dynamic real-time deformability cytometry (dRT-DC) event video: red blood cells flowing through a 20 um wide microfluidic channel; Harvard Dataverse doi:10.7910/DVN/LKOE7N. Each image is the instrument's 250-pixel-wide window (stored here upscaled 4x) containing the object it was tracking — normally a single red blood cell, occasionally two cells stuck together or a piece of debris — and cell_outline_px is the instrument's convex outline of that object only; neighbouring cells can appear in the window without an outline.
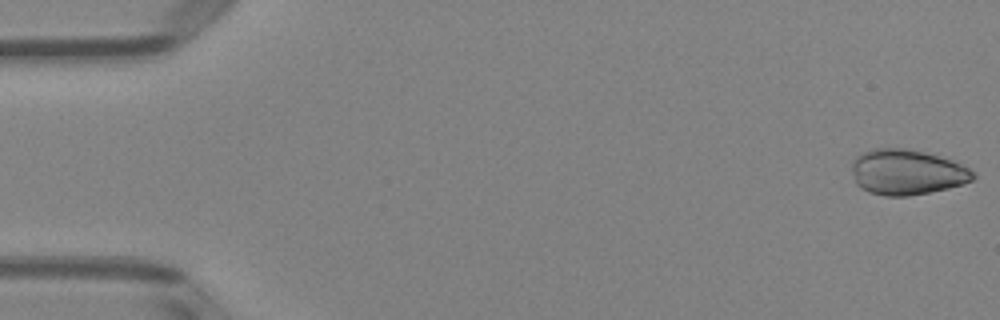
{"species": "Egyptian fruit bat (a non-hibernating species)", "species_latin": "Rousettus aegyptiacus", "temperature_condition": "room temperature", "stored_images_in_passage": 51, "camera_frame_rate_fps": 3000, "um_per_image_px": 0.085, "animal": {"sex": "female"}, "frame": {"image": 1, "passage_image": 1, "time_ms": 0.0, "image_size_px": [1000, 320], "cell_outline_px": [[976, 176], [972, 180], [964, 184], [948, 188], [908, 196], [884, 196], [868, 192], [860, 188], [856, 184], [852, 172], [852, 160], [860, 152], [872, 148], [908, 148], [924, 152], [952, 160], [976, 172]], "centroid_in_image_um": [77.05, 14.63], "position_along_channel_um": 7.9, "area_um2": 32.37}}
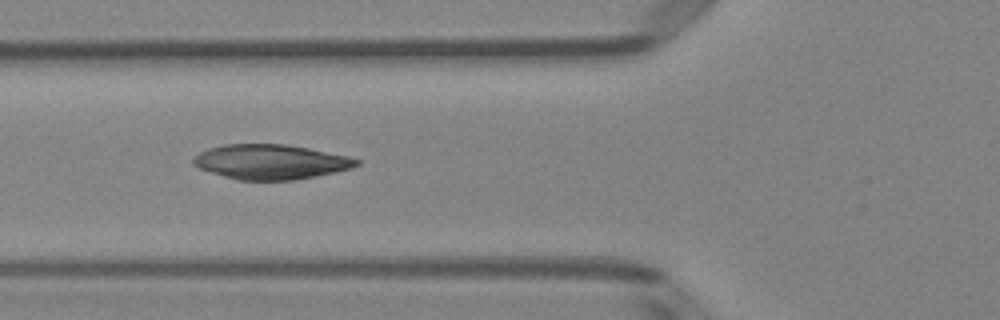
{"frame": {"image": 2, "passage_image": 19, "time_ms": 6.0, "image_size_px": [1000, 320], "cell_outline_px": [[360, 164], [352, 168], [336, 172], [296, 180], [236, 180], [200, 168], [192, 164], [192, 160], [200, 152], [208, 148], [224, 144], [284, 144], [308, 148], [348, 156], [360, 160]], "centroid_in_image_um": [23.03, 13.76], "position_along_channel_um": 102.8, "area_um2": 33.06}}
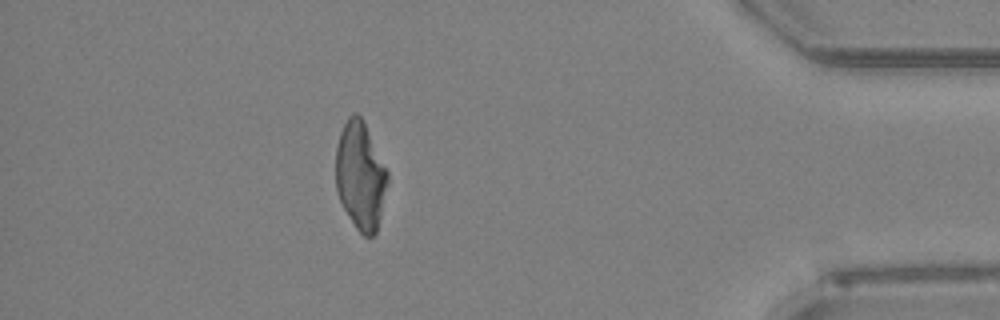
{"frame": {"image": 3, "passage_image": 45, "time_ms": 14.667, "image_size_px": [1000, 320], "cell_outline_px": [[388, 180], [380, 216], [376, 232], [372, 236], [364, 236], [356, 228], [344, 208], [340, 200], [336, 188], [336, 148], [340, 132], [348, 116], [352, 112], [356, 112], [360, 116], [388, 172]], "centroid_in_image_um": [30.62, 14.93], "position_along_channel_um": 404.6, "area_um2": 31.96}}